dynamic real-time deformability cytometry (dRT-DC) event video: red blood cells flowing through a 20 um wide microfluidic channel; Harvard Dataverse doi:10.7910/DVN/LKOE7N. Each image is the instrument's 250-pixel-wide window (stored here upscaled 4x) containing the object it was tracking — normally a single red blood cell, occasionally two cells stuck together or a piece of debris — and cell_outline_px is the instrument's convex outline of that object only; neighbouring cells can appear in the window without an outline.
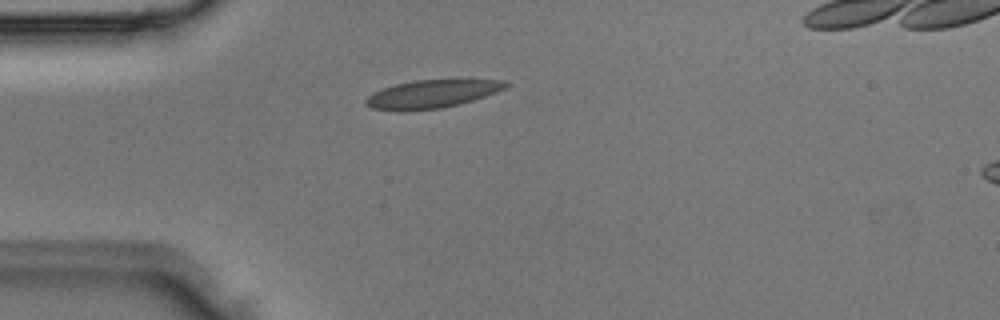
{"species": "Egyptian fruit bat (a non-hibernating species)", "species_latin": "Rousettus aegyptiacus", "temperature_condition": "room temperature", "stored_images_in_passage": 3, "camera_frame_rate_fps": 3000, "um_per_image_px": 0.085, "animal": {"sex": "male"}, "frame": {"image": 1, "passage_image": 2, "time_ms": 0.333, "image_size_px": [1000, 320], "cell_outline_px": [[508, 84], [504, 88], [496, 92], [460, 104], [440, 108], [404, 112], [400, 112], [372, 108], [364, 104], [364, 100], [368, 96], [384, 88], [396, 84], [412, 80], [500, 80]], "centroid_in_image_um": [36.63, 8.01], "position_along_channel_um": 48.4, "area_um2": 22.72}}